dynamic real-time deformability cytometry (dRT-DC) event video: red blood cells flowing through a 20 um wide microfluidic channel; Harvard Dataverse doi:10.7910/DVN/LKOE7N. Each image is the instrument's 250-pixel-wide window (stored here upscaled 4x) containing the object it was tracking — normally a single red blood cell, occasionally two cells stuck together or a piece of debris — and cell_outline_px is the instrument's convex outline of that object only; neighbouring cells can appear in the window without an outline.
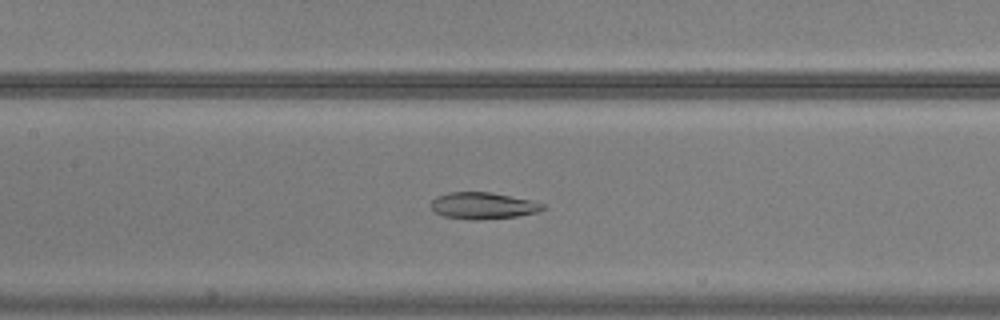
{"species": "common noctule bat (a hibernating species)", "species_latin": "Nyctalus noctula", "temperature_condition": "warm", "stored_images_in_passage": 55, "camera_frame_rate_fps": 3000, "um_per_image_px": 0.085, "animal": {"sex": "male", "body_mass_g": 20.5, "forearm_length_mm": 52.5}, "frame": {"image": 1, "passage_image": 27, "time_ms": 8.667, "image_size_px": [1000, 320], "cell_outline_px": [[544, 208], [540, 212], [516, 216], [480, 220], [472, 220], [444, 216], [436, 212], [432, 208], [432, 200], [436, 196], [448, 192], [488, 192], [532, 200], [544, 204]], "centroid_in_image_um": [41.07, 17.48], "position_along_channel_um": 166.3, "area_um2": 17.28}}
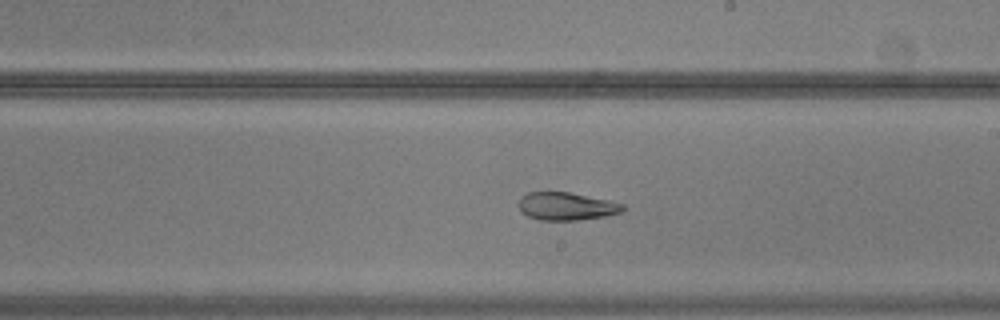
{"frame": {"image": 2, "passage_image": 33, "time_ms": 10.667, "image_size_px": [1000, 320], "cell_outline_px": [[624, 208], [620, 212], [604, 216], [580, 220], [540, 220], [528, 216], [520, 208], [520, 196], [528, 192], [568, 192], [608, 200], [624, 204]], "centroid_in_image_um": [48.14, 17.53], "position_along_channel_um": 240.9, "area_um2": 16.65}}
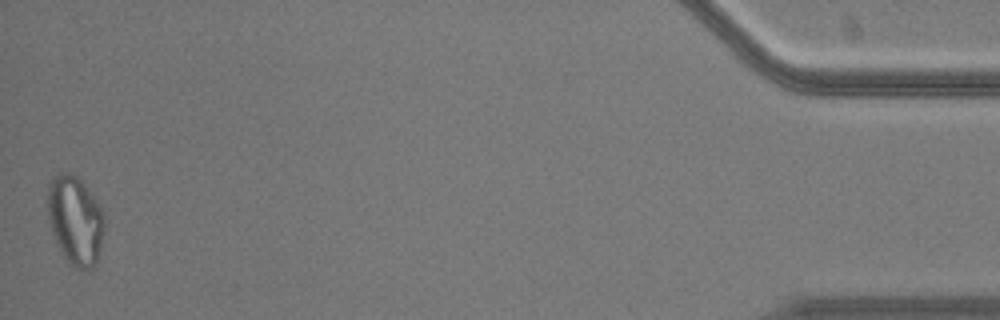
{"frame": {"image": 3, "passage_image": 55, "time_ms": 18.0, "image_size_px": [1000, 320], "cell_outline_px": [[104, 232], [100, 248], [96, 260], [92, 268], [72, 268], [64, 256], [52, 232], [48, 220], [48, 188], [52, 176], [60, 172], [64, 172], [76, 176], [80, 180], [96, 200], [104, 216]], "centroid_in_image_um": [6.38, 18.71], "position_along_channel_um": 428.8, "area_um2": 28.96}}